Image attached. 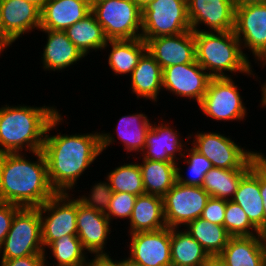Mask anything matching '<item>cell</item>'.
Returning a JSON list of instances; mask_svg holds the SVG:
<instances>
[{
  "mask_svg": "<svg viewBox=\"0 0 266 266\" xmlns=\"http://www.w3.org/2000/svg\"><path fill=\"white\" fill-rule=\"evenodd\" d=\"M60 112L50 121L43 144L48 179L56 193H73L85 171L102 155L100 130L87 133L57 132L65 121ZM56 134H54V131ZM53 131V132H51ZM53 134H51V133Z\"/></svg>",
  "mask_w": 266,
  "mask_h": 266,
  "instance_id": "1",
  "label": "cell"
},
{
  "mask_svg": "<svg viewBox=\"0 0 266 266\" xmlns=\"http://www.w3.org/2000/svg\"><path fill=\"white\" fill-rule=\"evenodd\" d=\"M27 154H0V202L37 208L56 194L43 151L32 152L33 160Z\"/></svg>",
  "mask_w": 266,
  "mask_h": 266,
  "instance_id": "2",
  "label": "cell"
},
{
  "mask_svg": "<svg viewBox=\"0 0 266 266\" xmlns=\"http://www.w3.org/2000/svg\"><path fill=\"white\" fill-rule=\"evenodd\" d=\"M7 104L0 107V154L42 150L47 127L61 110L55 105Z\"/></svg>",
  "mask_w": 266,
  "mask_h": 266,
  "instance_id": "3",
  "label": "cell"
},
{
  "mask_svg": "<svg viewBox=\"0 0 266 266\" xmlns=\"http://www.w3.org/2000/svg\"><path fill=\"white\" fill-rule=\"evenodd\" d=\"M193 34L196 61L211 77H238L239 73L255 79L252 61L245 56L234 30Z\"/></svg>",
  "mask_w": 266,
  "mask_h": 266,
  "instance_id": "4",
  "label": "cell"
},
{
  "mask_svg": "<svg viewBox=\"0 0 266 266\" xmlns=\"http://www.w3.org/2000/svg\"><path fill=\"white\" fill-rule=\"evenodd\" d=\"M187 136L189 144L201 155H204L213 167L217 168L250 169L251 165L263 154L260 150H249L245 146L242 147L239 142L232 140V136L221 132L198 130Z\"/></svg>",
  "mask_w": 266,
  "mask_h": 266,
  "instance_id": "5",
  "label": "cell"
},
{
  "mask_svg": "<svg viewBox=\"0 0 266 266\" xmlns=\"http://www.w3.org/2000/svg\"><path fill=\"white\" fill-rule=\"evenodd\" d=\"M233 77H212L198 105L202 115L217 122L246 121L248 108Z\"/></svg>",
  "mask_w": 266,
  "mask_h": 266,
  "instance_id": "6",
  "label": "cell"
},
{
  "mask_svg": "<svg viewBox=\"0 0 266 266\" xmlns=\"http://www.w3.org/2000/svg\"><path fill=\"white\" fill-rule=\"evenodd\" d=\"M91 12L108 40L141 38L142 10L132 0H98Z\"/></svg>",
  "mask_w": 266,
  "mask_h": 266,
  "instance_id": "7",
  "label": "cell"
},
{
  "mask_svg": "<svg viewBox=\"0 0 266 266\" xmlns=\"http://www.w3.org/2000/svg\"><path fill=\"white\" fill-rule=\"evenodd\" d=\"M38 208H21L0 247V260L44 255Z\"/></svg>",
  "mask_w": 266,
  "mask_h": 266,
  "instance_id": "8",
  "label": "cell"
},
{
  "mask_svg": "<svg viewBox=\"0 0 266 266\" xmlns=\"http://www.w3.org/2000/svg\"><path fill=\"white\" fill-rule=\"evenodd\" d=\"M190 30L187 0H153L142 10L141 38L145 42Z\"/></svg>",
  "mask_w": 266,
  "mask_h": 266,
  "instance_id": "9",
  "label": "cell"
},
{
  "mask_svg": "<svg viewBox=\"0 0 266 266\" xmlns=\"http://www.w3.org/2000/svg\"><path fill=\"white\" fill-rule=\"evenodd\" d=\"M234 32L245 56L266 68V3L236 6Z\"/></svg>",
  "mask_w": 266,
  "mask_h": 266,
  "instance_id": "10",
  "label": "cell"
},
{
  "mask_svg": "<svg viewBox=\"0 0 266 266\" xmlns=\"http://www.w3.org/2000/svg\"><path fill=\"white\" fill-rule=\"evenodd\" d=\"M44 250L66 235H77V199L72 193H56L37 207Z\"/></svg>",
  "mask_w": 266,
  "mask_h": 266,
  "instance_id": "11",
  "label": "cell"
},
{
  "mask_svg": "<svg viewBox=\"0 0 266 266\" xmlns=\"http://www.w3.org/2000/svg\"><path fill=\"white\" fill-rule=\"evenodd\" d=\"M166 226L181 228L199 217L210 195L198 186H186L175 182L162 197Z\"/></svg>",
  "mask_w": 266,
  "mask_h": 266,
  "instance_id": "12",
  "label": "cell"
},
{
  "mask_svg": "<svg viewBox=\"0 0 266 266\" xmlns=\"http://www.w3.org/2000/svg\"><path fill=\"white\" fill-rule=\"evenodd\" d=\"M212 77L195 60L163 69V91L180 98L201 103ZM191 99V100H190Z\"/></svg>",
  "mask_w": 266,
  "mask_h": 266,
  "instance_id": "13",
  "label": "cell"
},
{
  "mask_svg": "<svg viewBox=\"0 0 266 266\" xmlns=\"http://www.w3.org/2000/svg\"><path fill=\"white\" fill-rule=\"evenodd\" d=\"M157 120L159 123L153 120L147 132L144 151L137 157L134 155L133 158L176 163L183 157L189 137L182 138L184 135L175 129L176 126H172V121L167 122L168 120L165 121L162 117L161 121Z\"/></svg>",
  "mask_w": 266,
  "mask_h": 266,
  "instance_id": "14",
  "label": "cell"
},
{
  "mask_svg": "<svg viewBox=\"0 0 266 266\" xmlns=\"http://www.w3.org/2000/svg\"><path fill=\"white\" fill-rule=\"evenodd\" d=\"M128 242L132 261L143 266H171V228L128 234Z\"/></svg>",
  "mask_w": 266,
  "mask_h": 266,
  "instance_id": "15",
  "label": "cell"
},
{
  "mask_svg": "<svg viewBox=\"0 0 266 266\" xmlns=\"http://www.w3.org/2000/svg\"><path fill=\"white\" fill-rule=\"evenodd\" d=\"M235 7L233 0H187V15L191 30L201 32L234 30ZM201 26H204V29H201Z\"/></svg>",
  "mask_w": 266,
  "mask_h": 266,
  "instance_id": "16",
  "label": "cell"
},
{
  "mask_svg": "<svg viewBox=\"0 0 266 266\" xmlns=\"http://www.w3.org/2000/svg\"><path fill=\"white\" fill-rule=\"evenodd\" d=\"M152 119L153 117L150 119L145 112L142 113V110L140 113L137 110L136 113L121 116L115 126L116 133L106 132L105 130L100 132L102 152L104 153L110 145H115L114 143H117L118 140V143L124 146L123 151L126 150V154H130L127 159L133 156L134 153L137 156L140 155L145 149L146 135L153 122Z\"/></svg>",
  "mask_w": 266,
  "mask_h": 266,
  "instance_id": "17",
  "label": "cell"
},
{
  "mask_svg": "<svg viewBox=\"0 0 266 266\" xmlns=\"http://www.w3.org/2000/svg\"><path fill=\"white\" fill-rule=\"evenodd\" d=\"M111 224L104 213L84 207L77 200V236L83 248L90 253V258L111 255L107 250V241L111 240L109 237L113 230Z\"/></svg>",
  "mask_w": 266,
  "mask_h": 266,
  "instance_id": "18",
  "label": "cell"
},
{
  "mask_svg": "<svg viewBox=\"0 0 266 266\" xmlns=\"http://www.w3.org/2000/svg\"><path fill=\"white\" fill-rule=\"evenodd\" d=\"M147 52L157 61L162 69L196 60L193 31L178 35L151 38L146 41Z\"/></svg>",
  "mask_w": 266,
  "mask_h": 266,
  "instance_id": "19",
  "label": "cell"
},
{
  "mask_svg": "<svg viewBox=\"0 0 266 266\" xmlns=\"http://www.w3.org/2000/svg\"><path fill=\"white\" fill-rule=\"evenodd\" d=\"M0 19L5 32L16 42L40 29L41 10L25 0H0Z\"/></svg>",
  "mask_w": 266,
  "mask_h": 266,
  "instance_id": "20",
  "label": "cell"
},
{
  "mask_svg": "<svg viewBox=\"0 0 266 266\" xmlns=\"http://www.w3.org/2000/svg\"><path fill=\"white\" fill-rule=\"evenodd\" d=\"M45 33L46 44L43 46L41 53L42 69L44 71L63 72L75 64H79L86 57L80 50L69 40L65 31L39 29Z\"/></svg>",
  "mask_w": 266,
  "mask_h": 266,
  "instance_id": "21",
  "label": "cell"
},
{
  "mask_svg": "<svg viewBox=\"0 0 266 266\" xmlns=\"http://www.w3.org/2000/svg\"><path fill=\"white\" fill-rule=\"evenodd\" d=\"M232 201L242 208L249 221L264 235V203L259 185V158L240 180Z\"/></svg>",
  "mask_w": 266,
  "mask_h": 266,
  "instance_id": "22",
  "label": "cell"
},
{
  "mask_svg": "<svg viewBox=\"0 0 266 266\" xmlns=\"http://www.w3.org/2000/svg\"><path fill=\"white\" fill-rule=\"evenodd\" d=\"M129 77L130 93L136 95L137 100L145 99L157 103L160 93L163 94V69L147 51Z\"/></svg>",
  "mask_w": 266,
  "mask_h": 266,
  "instance_id": "23",
  "label": "cell"
},
{
  "mask_svg": "<svg viewBox=\"0 0 266 266\" xmlns=\"http://www.w3.org/2000/svg\"><path fill=\"white\" fill-rule=\"evenodd\" d=\"M91 13L83 0H48L41 10L40 29L65 31Z\"/></svg>",
  "mask_w": 266,
  "mask_h": 266,
  "instance_id": "24",
  "label": "cell"
},
{
  "mask_svg": "<svg viewBox=\"0 0 266 266\" xmlns=\"http://www.w3.org/2000/svg\"><path fill=\"white\" fill-rule=\"evenodd\" d=\"M265 235L230 237L218 256L226 266H265Z\"/></svg>",
  "mask_w": 266,
  "mask_h": 266,
  "instance_id": "25",
  "label": "cell"
},
{
  "mask_svg": "<svg viewBox=\"0 0 266 266\" xmlns=\"http://www.w3.org/2000/svg\"><path fill=\"white\" fill-rule=\"evenodd\" d=\"M128 222V234L156 231L167 227L163 198L146 193L137 196Z\"/></svg>",
  "mask_w": 266,
  "mask_h": 266,
  "instance_id": "26",
  "label": "cell"
},
{
  "mask_svg": "<svg viewBox=\"0 0 266 266\" xmlns=\"http://www.w3.org/2000/svg\"><path fill=\"white\" fill-rule=\"evenodd\" d=\"M107 48L108 66L116 77L130 76L139 59L147 51L146 42L142 38L108 40L103 50Z\"/></svg>",
  "mask_w": 266,
  "mask_h": 266,
  "instance_id": "27",
  "label": "cell"
},
{
  "mask_svg": "<svg viewBox=\"0 0 266 266\" xmlns=\"http://www.w3.org/2000/svg\"><path fill=\"white\" fill-rule=\"evenodd\" d=\"M135 159L139 160L145 193L163 197L176 182V163Z\"/></svg>",
  "mask_w": 266,
  "mask_h": 266,
  "instance_id": "28",
  "label": "cell"
},
{
  "mask_svg": "<svg viewBox=\"0 0 266 266\" xmlns=\"http://www.w3.org/2000/svg\"><path fill=\"white\" fill-rule=\"evenodd\" d=\"M65 33L85 57L93 51L100 50L102 52L108 41L102 26L97 22L92 12L84 19L67 28Z\"/></svg>",
  "mask_w": 266,
  "mask_h": 266,
  "instance_id": "29",
  "label": "cell"
},
{
  "mask_svg": "<svg viewBox=\"0 0 266 266\" xmlns=\"http://www.w3.org/2000/svg\"><path fill=\"white\" fill-rule=\"evenodd\" d=\"M44 255L45 266H90L92 261L77 235H66L53 241ZM48 258H54V262L49 263Z\"/></svg>",
  "mask_w": 266,
  "mask_h": 266,
  "instance_id": "30",
  "label": "cell"
},
{
  "mask_svg": "<svg viewBox=\"0 0 266 266\" xmlns=\"http://www.w3.org/2000/svg\"><path fill=\"white\" fill-rule=\"evenodd\" d=\"M181 229L171 228V266H203L210 256L184 228Z\"/></svg>",
  "mask_w": 266,
  "mask_h": 266,
  "instance_id": "31",
  "label": "cell"
},
{
  "mask_svg": "<svg viewBox=\"0 0 266 266\" xmlns=\"http://www.w3.org/2000/svg\"><path fill=\"white\" fill-rule=\"evenodd\" d=\"M184 227L210 257L219 256L231 237L224 226L210 223L201 217L190 221Z\"/></svg>",
  "mask_w": 266,
  "mask_h": 266,
  "instance_id": "32",
  "label": "cell"
},
{
  "mask_svg": "<svg viewBox=\"0 0 266 266\" xmlns=\"http://www.w3.org/2000/svg\"><path fill=\"white\" fill-rule=\"evenodd\" d=\"M250 169H223L213 167L204 176L202 188L210 197L232 200L240 180Z\"/></svg>",
  "mask_w": 266,
  "mask_h": 266,
  "instance_id": "33",
  "label": "cell"
},
{
  "mask_svg": "<svg viewBox=\"0 0 266 266\" xmlns=\"http://www.w3.org/2000/svg\"><path fill=\"white\" fill-rule=\"evenodd\" d=\"M188 143L184 149V154L180 161L176 162V182L186 186H198L202 187L205 174L213 168L212 163L204 156L197 152ZM186 164L188 166L184 175L183 169L179 163ZM187 173V175H185ZM186 176V177H185Z\"/></svg>",
  "mask_w": 266,
  "mask_h": 266,
  "instance_id": "34",
  "label": "cell"
},
{
  "mask_svg": "<svg viewBox=\"0 0 266 266\" xmlns=\"http://www.w3.org/2000/svg\"><path fill=\"white\" fill-rule=\"evenodd\" d=\"M118 165L106 173L113 192H125L136 196L145 194L144 184L138 161Z\"/></svg>",
  "mask_w": 266,
  "mask_h": 266,
  "instance_id": "35",
  "label": "cell"
},
{
  "mask_svg": "<svg viewBox=\"0 0 266 266\" xmlns=\"http://www.w3.org/2000/svg\"><path fill=\"white\" fill-rule=\"evenodd\" d=\"M223 226L231 237L261 234L249 221L248 216L242 208L232 200L227 201Z\"/></svg>",
  "mask_w": 266,
  "mask_h": 266,
  "instance_id": "36",
  "label": "cell"
},
{
  "mask_svg": "<svg viewBox=\"0 0 266 266\" xmlns=\"http://www.w3.org/2000/svg\"><path fill=\"white\" fill-rule=\"evenodd\" d=\"M106 178V179H105ZM103 181L95 182L90 186V190L87 193L75 196L74 197L82 204L84 207L94 209L98 212L106 214L113 190L110 187L109 179L105 177ZM86 194V195H85ZM88 195V196H87Z\"/></svg>",
  "mask_w": 266,
  "mask_h": 266,
  "instance_id": "37",
  "label": "cell"
},
{
  "mask_svg": "<svg viewBox=\"0 0 266 266\" xmlns=\"http://www.w3.org/2000/svg\"><path fill=\"white\" fill-rule=\"evenodd\" d=\"M136 195L125 192H113L106 216L112 223L114 219H122L128 223L134 208Z\"/></svg>",
  "mask_w": 266,
  "mask_h": 266,
  "instance_id": "38",
  "label": "cell"
},
{
  "mask_svg": "<svg viewBox=\"0 0 266 266\" xmlns=\"http://www.w3.org/2000/svg\"><path fill=\"white\" fill-rule=\"evenodd\" d=\"M227 201L220 198L210 197L203 209L201 218L216 225H224Z\"/></svg>",
  "mask_w": 266,
  "mask_h": 266,
  "instance_id": "39",
  "label": "cell"
},
{
  "mask_svg": "<svg viewBox=\"0 0 266 266\" xmlns=\"http://www.w3.org/2000/svg\"><path fill=\"white\" fill-rule=\"evenodd\" d=\"M21 208L22 207L15 204L0 202V247L11 228L15 214Z\"/></svg>",
  "mask_w": 266,
  "mask_h": 266,
  "instance_id": "40",
  "label": "cell"
},
{
  "mask_svg": "<svg viewBox=\"0 0 266 266\" xmlns=\"http://www.w3.org/2000/svg\"><path fill=\"white\" fill-rule=\"evenodd\" d=\"M0 266H45V255H29L10 260H1Z\"/></svg>",
  "mask_w": 266,
  "mask_h": 266,
  "instance_id": "41",
  "label": "cell"
},
{
  "mask_svg": "<svg viewBox=\"0 0 266 266\" xmlns=\"http://www.w3.org/2000/svg\"><path fill=\"white\" fill-rule=\"evenodd\" d=\"M259 185L264 203V235H266V156L264 152L259 157Z\"/></svg>",
  "mask_w": 266,
  "mask_h": 266,
  "instance_id": "42",
  "label": "cell"
},
{
  "mask_svg": "<svg viewBox=\"0 0 266 266\" xmlns=\"http://www.w3.org/2000/svg\"><path fill=\"white\" fill-rule=\"evenodd\" d=\"M90 266H123L117 259L112 256H96L92 258Z\"/></svg>",
  "mask_w": 266,
  "mask_h": 266,
  "instance_id": "43",
  "label": "cell"
},
{
  "mask_svg": "<svg viewBox=\"0 0 266 266\" xmlns=\"http://www.w3.org/2000/svg\"><path fill=\"white\" fill-rule=\"evenodd\" d=\"M15 42L8 36L5 32L1 19H0V57L1 54L8 50L10 46H12Z\"/></svg>",
  "mask_w": 266,
  "mask_h": 266,
  "instance_id": "44",
  "label": "cell"
},
{
  "mask_svg": "<svg viewBox=\"0 0 266 266\" xmlns=\"http://www.w3.org/2000/svg\"><path fill=\"white\" fill-rule=\"evenodd\" d=\"M260 75H257L256 73H255V81H259V79H260V81H259V84H261V86H259V87H261L260 88V91H261V99H260V103H259V106L261 107V108H266V80H264V82H262L261 83V77H259Z\"/></svg>",
  "mask_w": 266,
  "mask_h": 266,
  "instance_id": "45",
  "label": "cell"
},
{
  "mask_svg": "<svg viewBox=\"0 0 266 266\" xmlns=\"http://www.w3.org/2000/svg\"><path fill=\"white\" fill-rule=\"evenodd\" d=\"M203 266H226L225 263L218 257H210Z\"/></svg>",
  "mask_w": 266,
  "mask_h": 266,
  "instance_id": "46",
  "label": "cell"
},
{
  "mask_svg": "<svg viewBox=\"0 0 266 266\" xmlns=\"http://www.w3.org/2000/svg\"><path fill=\"white\" fill-rule=\"evenodd\" d=\"M235 6H242L248 4L266 3V0H233Z\"/></svg>",
  "mask_w": 266,
  "mask_h": 266,
  "instance_id": "47",
  "label": "cell"
},
{
  "mask_svg": "<svg viewBox=\"0 0 266 266\" xmlns=\"http://www.w3.org/2000/svg\"><path fill=\"white\" fill-rule=\"evenodd\" d=\"M123 266H143L141 264H138L134 261H132L130 258H128L127 256L123 257V258H119L118 260Z\"/></svg>",
  "mask_w": 266,
  "mask_h": 266,
  "instance_id": "48",
  "label": "cell"
},
{
  "mask_svg": "<svg viewBox=\"0 0 266 266\" xmlns=\"http://www.w3.org/2000/svg\"><path fill=\"white\" fill-rule=\"evenodd\" d=\"M141 10H143L153 0H132Z\"/></svg>",
  "mask_w": 266,
  "mask_h": 266,
  "instance_id": "49",
  "label": "cell"
},
{
  "mask_svg": "<svg viewBox=\"0 0 266 266\" xmlns=\"http://www.w3.org/2000/svg\"><path fill=\"white\" fill-rule=\"evenodd\" d=\"M25 1L34 4V5L37 6L40 10H42V8L44 7V4H45L48 0H25Z\"/></svg>",
  "mask_w": 266,
  "mask_h": 266,
  "instance_id": "50",
  "label": "cell"
},
{
  "mask_svg": "<svg viewBox=\"0 0 266 266\" xmlns=\"http://www.w3.org/2000/svg\"><path fill=\"white\" fill-rule=\"evenodd\" d=\"M83 1H85L87 4H89L92 7L98 0H83Z\"/></svg>",
  "mask_w": 266,
  "mask_h": 266,
  "instance_id": "51",
  "label": "cell"
},
{
  "mask_svg": "<svg viewBox=\"0 0 266 266\" xmlns=\"http://www.w3.org/2000/svg\"><path fill=\"white\" fill-rule=\"evenodd\" d=\"M264 254H265V266H266V235L264 238Z\"/></svg>",
  "mask_w": 266,
  "mask_h": 266,
  "instance_id": "52",
  "label": "cell"
}]
</instances>
